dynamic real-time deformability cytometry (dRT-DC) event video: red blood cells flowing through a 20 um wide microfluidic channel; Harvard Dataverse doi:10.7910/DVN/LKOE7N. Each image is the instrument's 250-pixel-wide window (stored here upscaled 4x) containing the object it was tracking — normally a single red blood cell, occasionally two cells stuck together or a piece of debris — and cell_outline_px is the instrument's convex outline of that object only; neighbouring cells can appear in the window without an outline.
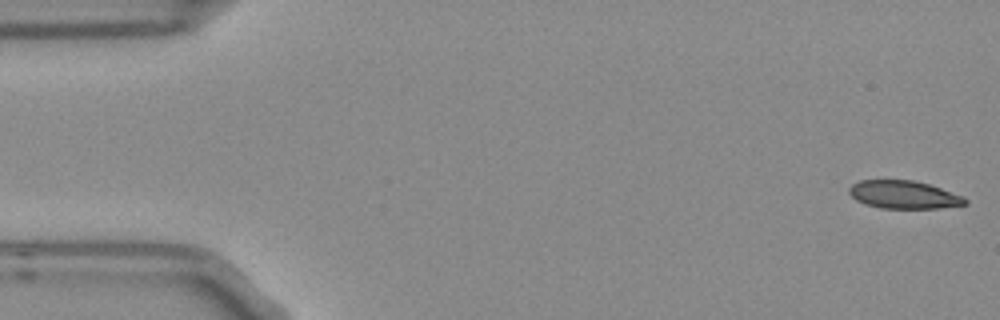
{"species": "Egyptian fruit bat (a non-hibernating species)", "species_latin": "Rousettus aegyptiacus", "temperature_condition": "room temperature", "stored_images_in_passage": 3, "camera_frame_rate_fps": 3000, "um_per_image_px": 0.085, "frame": {"image": 1, "passage_image": 1, "time_ms": 0.0, "image_size_px": [1000, 320], "cell_outline_px": [[968, 204], [940, 208], [880, 208], [864, 204], [856, 200], [848, 192], [848, 188], [852, 184], [860, 180], [912, 180], [928, 184], [964, 196], [968, 200]], "centroid_in_image_um": [76.82, 16.55], "position_along_channel_um": 8.2, "area_um2": 18.96}}